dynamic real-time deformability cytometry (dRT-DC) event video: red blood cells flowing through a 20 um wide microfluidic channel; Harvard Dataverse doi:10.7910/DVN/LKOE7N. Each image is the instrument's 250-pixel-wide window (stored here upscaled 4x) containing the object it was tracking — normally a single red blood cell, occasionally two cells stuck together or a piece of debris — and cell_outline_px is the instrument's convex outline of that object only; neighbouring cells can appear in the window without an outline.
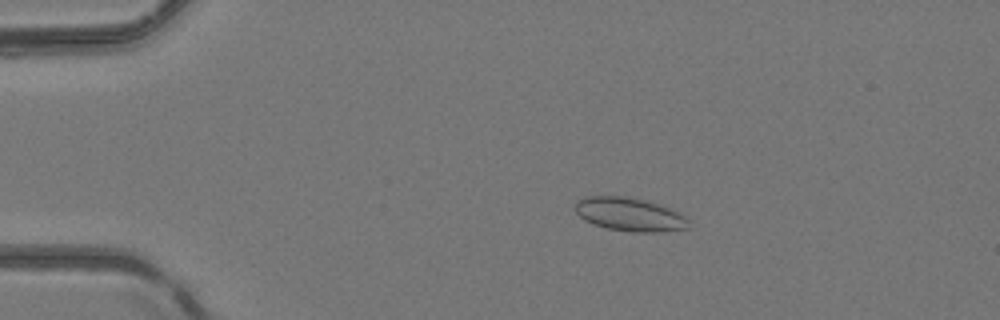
{"species": "common noctule bat (a hibernating species)", "species_latin": "Nyctalus noctula", "temperature_condition": "room temperature", "stored_images_in_passage": 51, "camera_frame_rate_fps": 3000, "um_per_image_px": 0.085, "animal": {"sex": "female", "body_mass_g": 24.6, "forearm_length_mm": 56.2}, "frame": {"image": 1, "passage_image": 11, "time_ms": 3.333, "image_size_px": [1000, 320], "cell_outline_px": [[688, 228], [660, 232], [632, 232], [608, 228], [592, 224], [584, 220], [576, 212], [576, 200], [588, 196], [624, 196], [644, 200], [668, 208], [684, 216], [688, 220]], "centroid_in_image_um": [53.48, 18.23], "position_along_channel_um": 31.5, "area_um2": 21.85}}
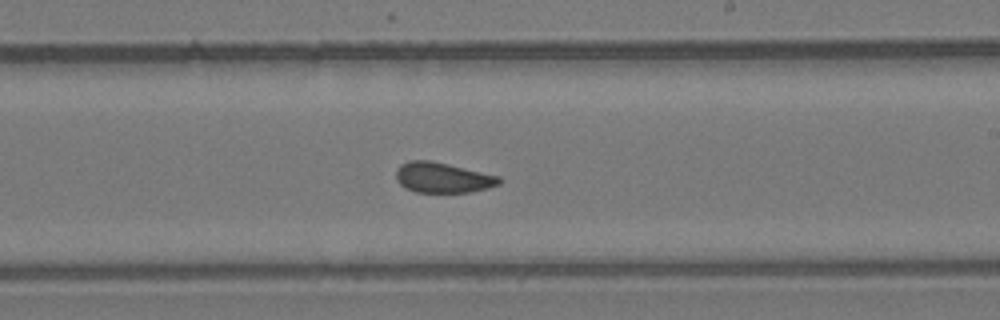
{"frame": {"image": 2, "passage_image": 31, "time_ms": 10.0, "image_size_px": [1000, 320], "cell_outline_px": [[504, 180], [500, 184], [488, 188], [468, 192], [416, 192], [404, 188], [396, 180], [396, 168], [400, 164], [408, 160], [432, 160], [500, 176]], "centroid_in_image_um": [37.62, 15.09], "position_along_channel_um": 251.4, "area_um2": 18.5}}
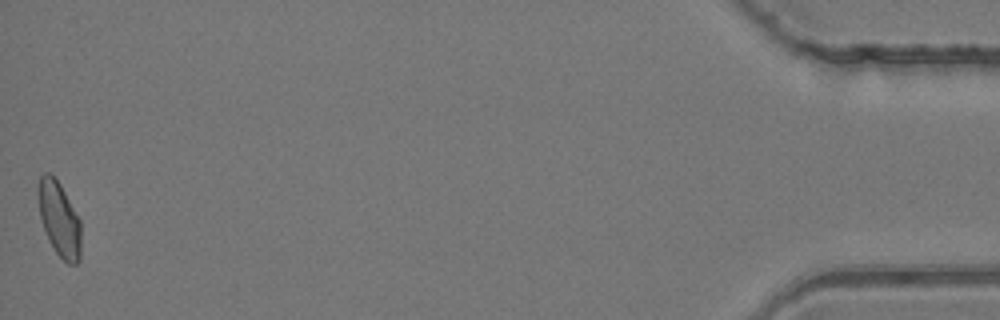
{"frame": {"image": 3, "passage_image": 51, "time_ms": 16.667, "image_size_px": [1000, 320], "cell_outline_px": [[80, 260], [76, 264], [68, 264], [56, 252], [48, 240], [40, 216], [36, 192], [36, 188], [40, 176], [44, 172], [48, 172], [60, 184], [80, 220]], "centroid_in_image_um": [5.01, 18.6], "position_along_channel_um": 430.2, "area_um2": 18.61}, "authors_computed_cell_mechanics": {"area_um2": 18.7272, "velocity_mm_per_s": 4.1698, "shape_relaxation_time_tau1_ms": null, "shape_relaxation_time_tau2_ms": 1.7804, "deformation_change_tau1": null, "deformation_change_tau2": 0.0457}}